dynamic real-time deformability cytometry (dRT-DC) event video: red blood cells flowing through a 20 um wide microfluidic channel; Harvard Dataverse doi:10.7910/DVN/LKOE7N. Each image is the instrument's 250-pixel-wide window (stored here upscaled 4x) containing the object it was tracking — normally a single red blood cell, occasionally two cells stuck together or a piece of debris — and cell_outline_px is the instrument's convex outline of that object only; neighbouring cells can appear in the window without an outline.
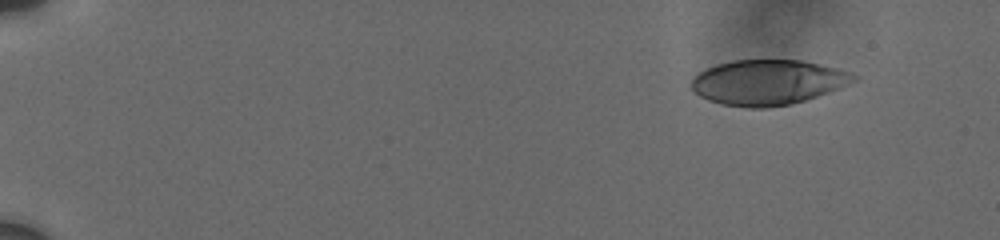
{"species": "human", "species_latin": "Homo sapiens", "temperature_condition": "cold", "stored_images_in_passage": 14, "camera_frame_rate_fps": 3000, "um_per_image_px": 0.085, "donor": {"sex": "male"}, "frame": {"image": 1, "passage_image": 1, "time_ms": 0.0, "image_size_px": [1000, 240], "cell_outline_px": [[860, 76], [856, 80], [840, 88], [804, 100], [788, 104], [768, 108], [748, 108], [720, 104], [708, 100], [700, 96], [692, 88], [692, 80], [700, 72], [716, 64], [732, 60], [800, 60], [836, 68]], "centroid_in_image_um": [65.26, 7.0], "position_along_channel_um": 19.7, "area_um2": 42.37}}